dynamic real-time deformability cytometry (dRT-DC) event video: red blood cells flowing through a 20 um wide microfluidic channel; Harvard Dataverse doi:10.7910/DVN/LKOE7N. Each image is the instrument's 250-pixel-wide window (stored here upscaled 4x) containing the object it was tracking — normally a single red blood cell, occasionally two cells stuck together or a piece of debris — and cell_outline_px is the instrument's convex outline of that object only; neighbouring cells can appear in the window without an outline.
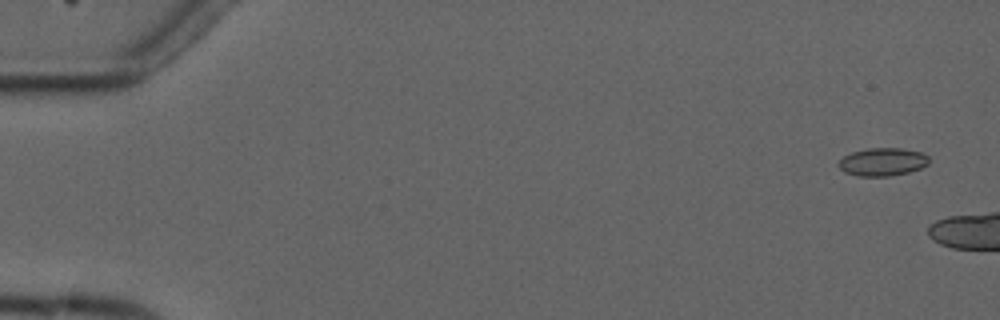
{"species": "common noctule bat (a hibernating species)", "species_latin": "Nyctalus noctula", "temperature_condition": "cold", "stored_images_in_passage": 3, "camera_frame_rate_fps": 3000, "um_per_image_px": 0.085, "animal": {"sex": "male", "forearm_length_mm": 52.5}, "frame": {"image": 1, "passage_image": 1, "time_ms": 0.0, "image_size_px": [1000, 320], "cell_outline_px": [[928, 164], [920, 168], [908, 172], [892, 176], [860, 176], [844, 172], [836, 164], [844, 156], [852, 152], [868, 148], [900, 148], [920, 152], [928, 156]], "centroid_in_image_um": [75.0, 13.76], "position_along_channel_um": 10.0, "area_um2": 14.68}}